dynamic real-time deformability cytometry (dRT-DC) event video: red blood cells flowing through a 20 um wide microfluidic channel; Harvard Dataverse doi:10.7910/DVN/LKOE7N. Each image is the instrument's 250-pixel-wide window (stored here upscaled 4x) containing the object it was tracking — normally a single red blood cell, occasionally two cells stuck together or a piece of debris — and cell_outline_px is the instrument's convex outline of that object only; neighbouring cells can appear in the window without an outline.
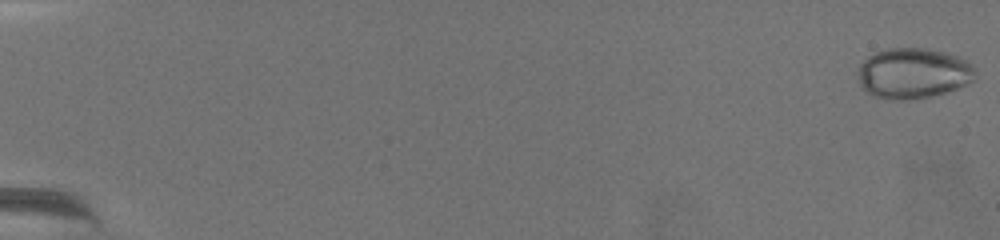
{"species": "common noctule bat (a hibernating species)", "species_latin": "Nyctalus noctula", "temperature_condition": "warm", "stored_images_in_passage": 74, "camera_frame_rate_fps": 3000, "um_per_image_px": 0.085, "animal": {"sex": "female", "body_mass_g": 19.5, "forearm_length_mm": 54.1}, "frame": {"image": 1, "passage_image": 1, "time_ms": 0.0, "image_size_px": [1000, 240], "cell_outline_px": [[976, 72], [972, 80], [956, 88], [944, 92], [928, 96], [908, 100], [888, 100], [876, 96], [868, 92], [860, 84], [860, 64], [868, 56], [876, 52], [888, 48], [924, 48], [944, 52], [956, 56], [964, 60], [976, 68]], "centroid_in_image_um": [77.61, 6.22], "position_along_channel_um": 7.4, "area_um2": 33.99}}
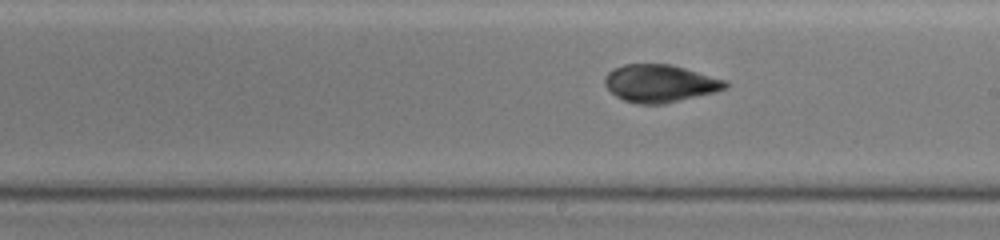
{"frame": {"image": 2, "passage_image": 45, "time_ms": 14.667, "image_size_px": [1000, 240], "cell_outline_px": [[728, 88], [716, 92], [664, 104], [636, 104], [624, 100], [616, 96], [604, 84], [604, 76], [612, 68], [624, 64], [672, 64], [728, 80]], "centroid_in_image_um": [56.12, 7.08], "position_along_channel_um": 232.9, "area_um2": 26.76}}
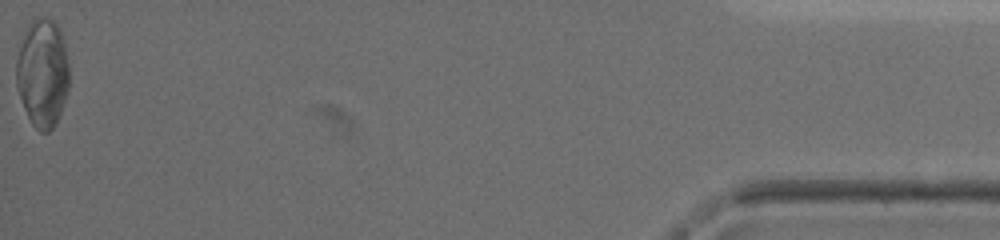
{"frame": {"image": 3, "passage_image": 74, "time_ms": 24.333, "image_size_px": [1000, 240], "cell_outline_px": [[68, 92], [56, 124], [48, 132], [40, 132], [32, 124], [24, 108], [16, 84], [16, 60], [28, 24], [36, 16], [48, 16], [56, 20], [60, 28], [64, 40], [68, 64]], "centroid_in_image_um": [3.63, 6.16], "position_along_channel_um": 431.6, "area_um2": 33.64}, "authors_computed_cell_mechanics": {"area_um2": 29.3046, "velocity_mm_per_s": 2.9494, "shape_relaxation_time_tau1_ms": 9.1793, "shape_relaxation_time_tau2_ms": 1.3474, "deformation_change_tau1": 0.1954, "deformation_change_tau2": 0.0381}}